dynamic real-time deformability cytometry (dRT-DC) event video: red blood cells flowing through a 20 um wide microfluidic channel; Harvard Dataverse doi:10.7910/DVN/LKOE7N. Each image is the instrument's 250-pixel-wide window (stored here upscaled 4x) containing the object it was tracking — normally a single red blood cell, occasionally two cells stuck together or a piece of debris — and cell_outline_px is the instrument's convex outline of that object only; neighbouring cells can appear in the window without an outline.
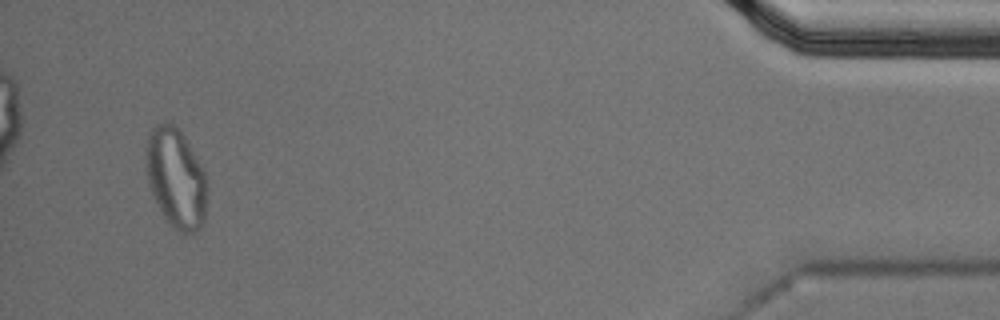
{"species": "Egyptian fruit bat (a non-hibernating species)", "species_latin": "Rousettus aegyptiacus", "temperature_condition": "cold", "stored_images_in_passage": 54, "segment_of_instrument_passage": [2, 2], "camera_frame_rate_fps": 3000, "um_per_image_px": 0.085, "animal": {"sex": "male"}, "frame": {"image": 1, "passage_image": 52, "time_ms": 17.0, "image_size_px": [1000, 320], "cell_outline_px": [[208, 192], [204, 220], [196, 232], [184, 236], [164, 216], [152, 196], [148, 180], [148, 136], [152, 128], [156, 124], [164, 120], [180, 128], [200, 164], [208, 180]], "centroid_in_image_um": [15.01, 15.15], "position_along_channel_um": 420.2, "area_um2": 35.37}}